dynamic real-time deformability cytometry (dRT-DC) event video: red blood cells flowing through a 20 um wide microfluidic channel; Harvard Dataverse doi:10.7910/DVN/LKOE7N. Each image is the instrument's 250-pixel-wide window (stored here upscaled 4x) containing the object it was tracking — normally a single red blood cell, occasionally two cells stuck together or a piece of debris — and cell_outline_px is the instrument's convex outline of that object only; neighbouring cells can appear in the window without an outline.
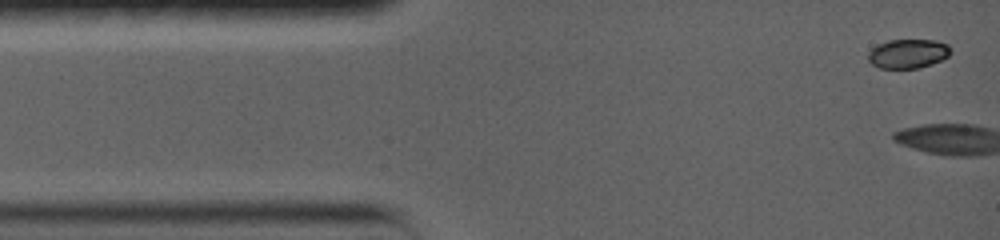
{"species": "common noctule bat (a hibernating species)", "species_latin": "Nyctalus noctula", "temperature_condition": "warm", "stored_images_in_passage": 43, "camera_frame_rate_fps": 5000, "um_per_image_px": 0.085, "animal": {"sex": "female", "body_mass_g": 19.0, "forearm_length_mm": 56.7}, "frame": {"image": 1, "passage_image": 1, "time_ms": 0.0, "image_size_px": [1000, 240], "cell_outline_px": [[952, 52], [948, 56], [932, 64], [920, 68], [880, 68], [872, 64], [868, 60], [868, 52], [872, 48], [888, 40], [936, 40], [948, 44]], "centroid_in_image_um": [77.19, 4.56], "position_along_channel_um": 7.8, "area_um2": 14.05}}
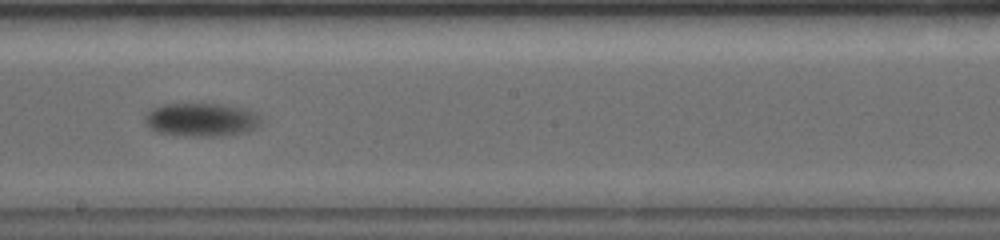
{"frame": {"image": 2, "passage_image": 21, "time_ms": 9.0, "image_size_px": [1000, 240], "cell_outline_px": [[260, 124], [256, 128], [248, 132], [220, 136], [184, 136], [160, 132], [152, 128], [144, 120], [144, 116], [152, 108], [164, 104], [224, 104], [248, 108], [260, 120]], "centroid_in_image_um": [17.14, 10.17], "position_along_channel_um": 231.1, "area_um2": 22.54}}
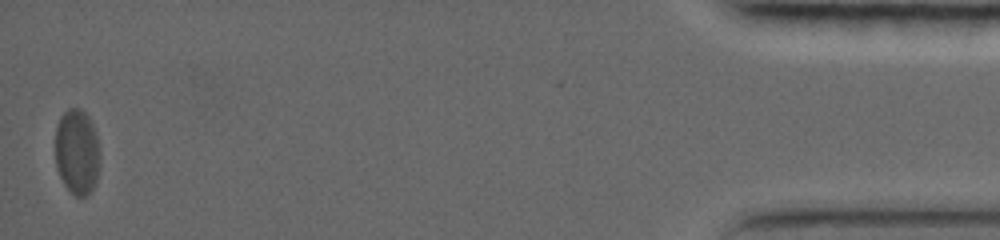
{"frame": {"image": 3, "passage_image": 43, "time_ms": 18.2, "image_size_px": [1000, 240], "cell_outline_px": [[100, 164], [96, 180], [92, 192], [84, 196], [76, 196], [64, 184], [56, 168], [56, 128], [60, 116], [68, 108], [80, 108], [88, 116], [92, 124], [96, 136], [100, 152]], "centroid_in_image_um": [6.56, 12.91], "position_along_channel_um": 428.6, "area_um2": 22.31}, "authors_computed_cell_mechanics": {"area_um2": 22.253, "velocity_mm_per_s": 3.5482, "shape_relaxation_time_tau1_ms": 4.3599, "shape_relaxation_time_tau2_ms": null, "deformation_change_tau1": 0.1349, "deformation_change_tau2": null}}